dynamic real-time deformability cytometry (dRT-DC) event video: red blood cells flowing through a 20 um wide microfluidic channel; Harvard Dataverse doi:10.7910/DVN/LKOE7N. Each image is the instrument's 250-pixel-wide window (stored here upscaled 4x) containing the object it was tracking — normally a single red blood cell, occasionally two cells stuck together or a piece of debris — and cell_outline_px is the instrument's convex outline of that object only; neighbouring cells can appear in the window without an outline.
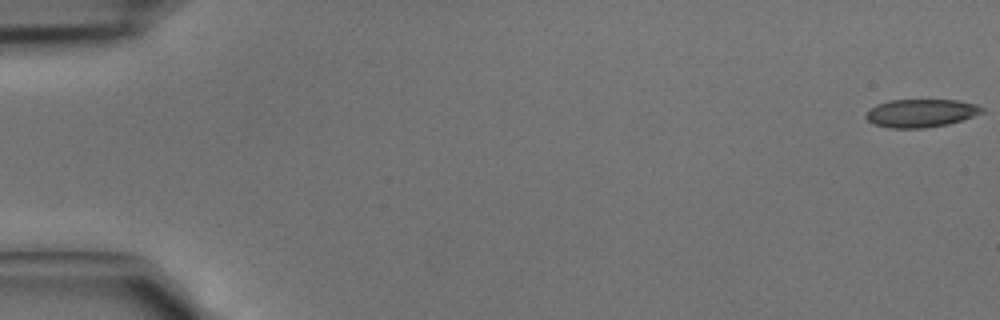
{"species": "common noctule bat (a hibernating species)", "species_latin": "Nyctalus noctula", "temperature_condition": "cold", "stored_images_in_passage": 43, "camera_frame_rate_fps": 3000, "um_per_image_px": 0.085, "animal": {"sex": "male", "body_mass_g": 15.6}, "frame": {"image": 1, "passage_image": 1, "time_ms": 0.0, "image_size_px": [1000, 320], "cell_outline_px": [[984, 112], [948, 124], [924, 128], [888, 128], [876, 124], [868, 120], [864, 116], [868, 108], [876, 104], [888, 100], [956, 100], [976, 104], [984, 108]], "centroid_in_image_um": [78.24, 9.61], "position_along_channel_um": 6.8, "area_um2": 19.02}}
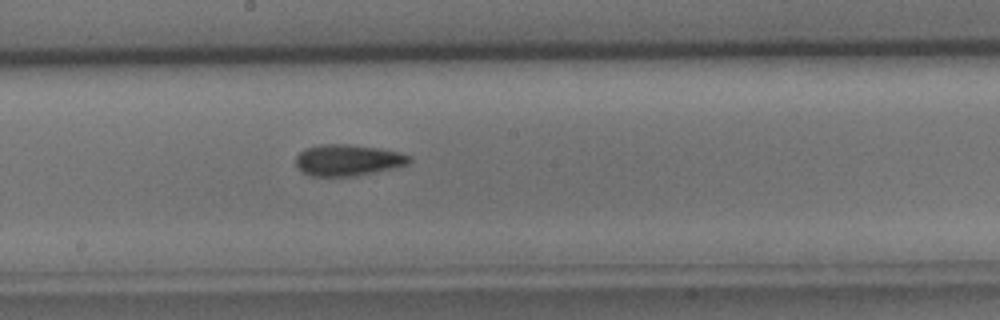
{"frame": {"image": 2, "passage_image": 24, "time_ms": 7.667, "image_size_px": [1000, 320], "cell_outline_px": [[412, 160], [408, 164], [396, 168], [356, 176], [308, 176], [300, 172], [296, 164], [296, 156], [304, 148], [320, 144], [348, 144], [380, 148], [400, 152], [412, 156]], "centroid_in_image_um": [29.58, 13.61], "position_along_channel_um": 218.6, "area_um2": 21.15}}
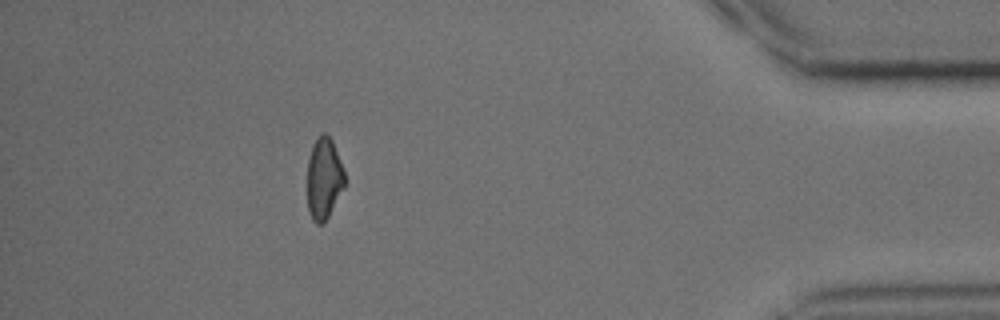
{"frame": {"image": 3, "passage_image": 39, "time_ms": 12.667, "image_size_px": [1000, 320], "cell_outline_px": [[344, 188], [328, 216], [320, 224], [316, 224], [312, 220], [308, 212], [308, 156], [312, 144], [320, 132], [324, 132], [332, 140], [344, 172]], "centroid_in_image_um": [27.51, 15.15], "position_along_channel_um": 407.7, "area_um2": 17.69}}